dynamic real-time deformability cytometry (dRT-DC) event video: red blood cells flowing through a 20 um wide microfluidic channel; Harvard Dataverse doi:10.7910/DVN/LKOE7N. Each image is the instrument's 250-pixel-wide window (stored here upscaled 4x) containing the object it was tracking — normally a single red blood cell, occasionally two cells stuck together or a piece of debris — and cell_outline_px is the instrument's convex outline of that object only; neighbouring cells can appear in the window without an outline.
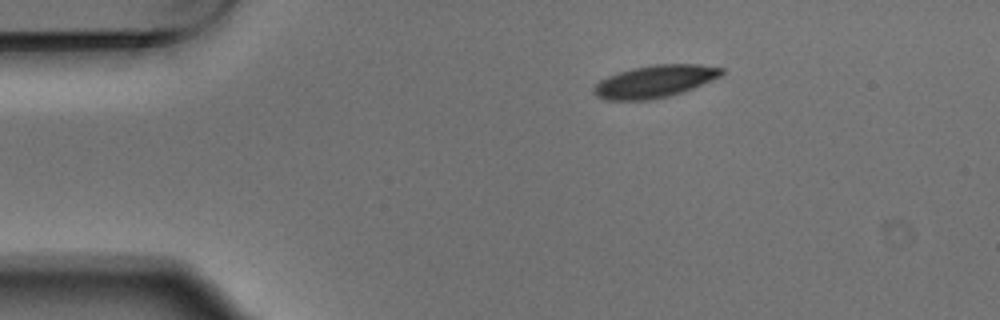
{"species": "Egyptian fruit bat (a non-hibernating species)", "species_latin": "Rousettus aegyptiacus", "temperature_condition": "warm", "stored_images_in_passage": 6, "camera_frame_rate_fps": 3000, "um_per_image_px": 0.085, "animal": {"sex": "male"}, "frame": {"image": 1, "passage_image": 1, "time_ms": 0.0, "image_size_px": [1000, 320], "cell_outline_px": [[724, 72], [720, 76], [692, 88], [668, 96], [652, 100], [608, 100], [596, 96], [592, 92], [592, 88], [600, 80], [608, 76], [632, 68], [656, 64], [696, 64], [724, 68]], "centroid_in_image_um": [55.62, 6.92], "position_along_channel_um": 29.4, "area_um2": 23.87}}
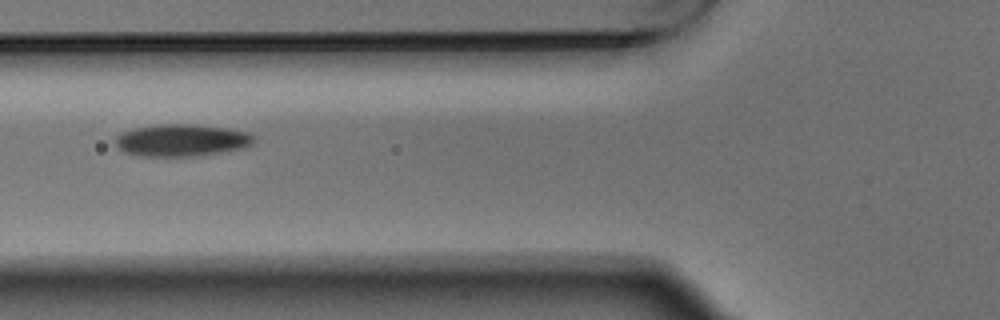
{"frame": {"image": 2, "passage_image": 4, "time_ms": 1.0, "image_size_px": [1000, 320], "cell_outline_px": [[256, 140], [252, 144], [244, 148], [200, 156], [140, 156], [124, 152], [116, 144], [116, 136], [120, 132], [132, 128], [160, 124], [196, 124], [228, 128], [248, 132], [256, 136]], "centroid_in_image_um": [15.47, 11.91], "position_along_channel_um": 110.3, "area_um2": 26.3}}
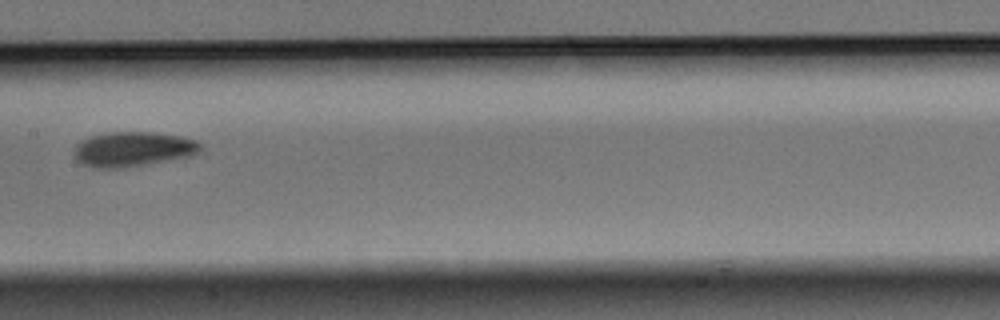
{"frame": {"image": 3, "passage_image": 6, "time_ms": 1.667, "image_size_px": [1000, 320], "cell_outline_px": [[204, 144], [200, 152], [192, 156], [120, 168], [92, 168], [76, 160], [72, 152], [76, 144], [92, 136], [108, 132], [152, 132], [180, 136], [196, 140]], "centroid_in_image_um": [11.32, 12.67], "position_along_channel_um": 196.1, "area_um2": 25.72}}